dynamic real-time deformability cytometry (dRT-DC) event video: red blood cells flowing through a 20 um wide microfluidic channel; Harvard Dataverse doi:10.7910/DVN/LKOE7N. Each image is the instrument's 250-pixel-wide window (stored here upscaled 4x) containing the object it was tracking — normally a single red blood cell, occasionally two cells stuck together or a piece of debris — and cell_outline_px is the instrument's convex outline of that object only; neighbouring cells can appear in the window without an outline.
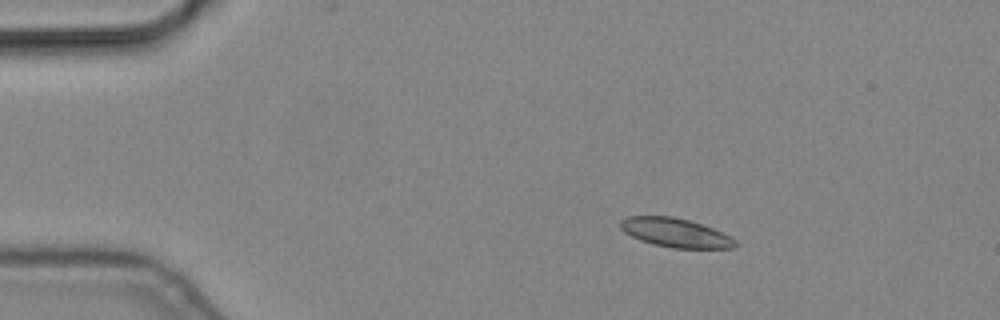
{"species": "common noctule bat (a hibernating species)", "species_latin": "Nyctalus noctula", "temperature_condition": "cold", "stored_images_in_passage": 5, "camera_frame_rate_fps": 3000, "um_per_image_px": 0.085, "animal": {"sex": "male", "body_mass_g": 19.2, "forearm_length_mm": 51.8}, "frame": {"image": 1, "passage_image": 3, "time_ms": 0.667, "image_size_px": [1000, 320], "cell_outline_px": [[736, 248], [672, 248], [652, 244], [640, 240], [624, 232], [620, 228], [620, 220], [628, 216], [672, 216], [688, 220], [712, 228], [736, 240]], "centroid_in_image_um": [57.37, 19.78], "position_along_channel_um": 27.6, "area_um2": 19.25}}